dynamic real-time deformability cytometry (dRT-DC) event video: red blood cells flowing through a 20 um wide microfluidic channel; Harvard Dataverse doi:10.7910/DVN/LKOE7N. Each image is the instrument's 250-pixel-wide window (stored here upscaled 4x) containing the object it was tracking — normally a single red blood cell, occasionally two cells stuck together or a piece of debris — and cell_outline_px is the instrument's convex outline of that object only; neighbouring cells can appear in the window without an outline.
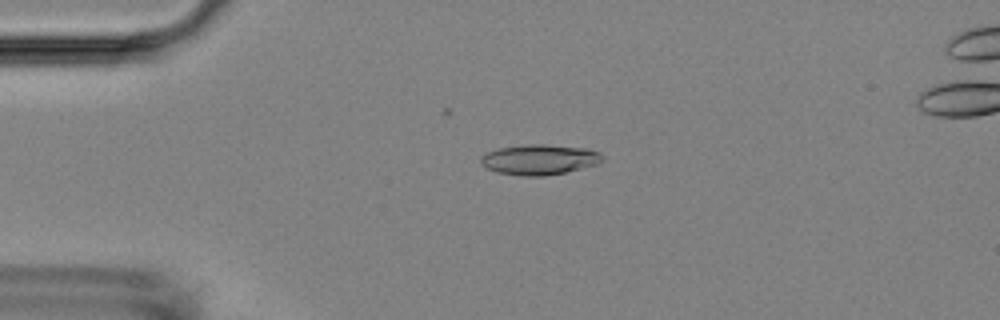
{"species": "Egyptian fruit bat (a non-hibernating species)", "species_latin": "Rousettus aegyptiacus", "temperature_condition": "room temperature", "stored_images_in_passage": 50, "camera_frame_rate_fps": 3000, "um_per_image_px": 0.085, "animal": {"sex": "female"}, "frame": {"image": 1, "passage_image": 9, "time_ms": 2.667, "image_size_px": [1000, 320], "cell_outline_px": [[604, 160], [596, 164], [564, 172], [544, 176], [520, 176], [496, 172], [480, 164], [480, 156], [484, 152], [500, 148], [528, 144], [544, 144], [584, 148], [600, 152]], "centroid_in_image_um": [45.8, 13.56], "position_along_channel_um": 39.2, "area_um2": 21.44}}
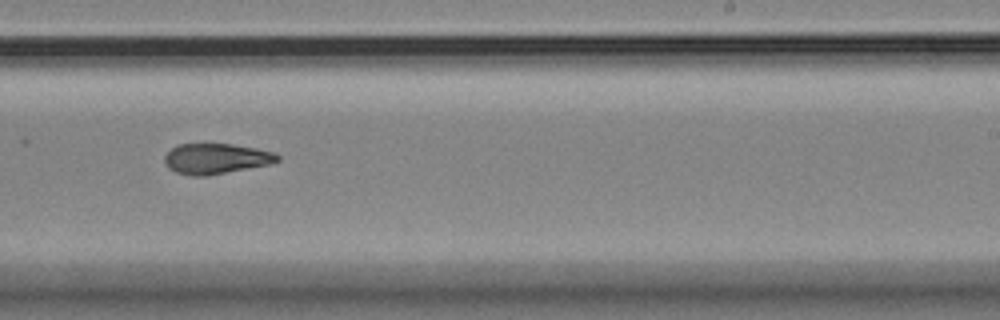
{"frame": {"image": 2, "passage_image": 30, "time_ms": 9.667, "image_size_px": [1000, 320], "cell_outline_px": [[280, 160], [268, 164], [208, 176], [192, 176], [176, 172], [168, 168], [164, 160], [164, 156], [176, 144], [232, 144], [256, 148], [276, 152], [280, 156]], "centroid_in_image_um": [18.36, 13.48], "position_along_channel_um": 270.6, "area_um2": 20.06}}
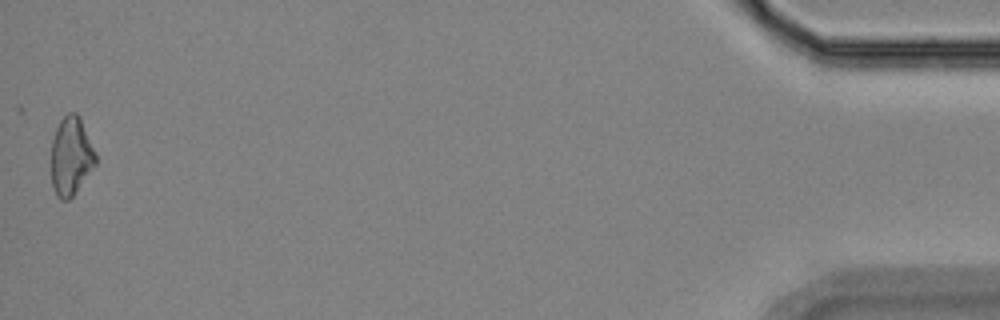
{"frame": {"image": 3, "passage_image": 50, "time_ms": 16.333, "image_size_px": [1000, 320], "cell_outline_px": [[96, 164], [72, 196], [68, 200], [60, 200], [56, 196], [52, 188], [52, 140], [56, 128], [60, 120], [68, 112], [76, 112], [80, 116], [96, 152]], "centroid_in_image_um": [6.04, 13.26], "position_along_channel_um": 429.2, "area_um2": 20.35}, "authors_computed_cell_mechanics": {"area_um2": 20.4323, "velocity_mm_per_s": 3.7105, "shape_relaxation_time_tau1_ms": 6.6445, "shape_relaxation_time_tau2_ms": 5.202, "deformation_change_tau1": 0.1356, "deformation_change_tau2": 0.1231}}